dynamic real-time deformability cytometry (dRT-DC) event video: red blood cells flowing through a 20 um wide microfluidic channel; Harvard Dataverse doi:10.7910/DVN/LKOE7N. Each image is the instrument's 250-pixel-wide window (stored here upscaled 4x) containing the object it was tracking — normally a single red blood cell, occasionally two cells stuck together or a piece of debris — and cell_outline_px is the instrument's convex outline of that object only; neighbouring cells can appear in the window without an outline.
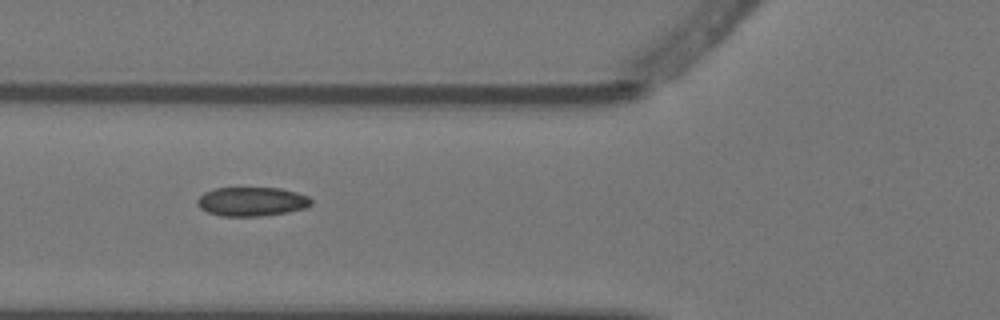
{"species": "Egyptian fruit bat (a non-hibernating species)", "species_latin": "Rousettus aegyptiacus", "temperature_condition": "warm", "stored_images_in_passage": 8, "camera_frame_rate_fps": 3000, "um_per_image_px": 0.085, "animal": {"sex": "female"}, "frame": {"image": 1, "passage_image": 5, "time_ms": 1.333, "image_size_px": [1000, 320], "cell_outline_px": [[312, 204], [304, 208], [288, 212], [260, 216], [220, 216], [208, 212], [200, 208], [196, 204], [196, 200], [204, 192], [216, 188], [280, 188], [296, 192], [308, 196], [312, 200]], "centroid_in_image_um": [21.38, 17.13], "position_along_channel_um": 104.4, "area_um2": 19.31}}
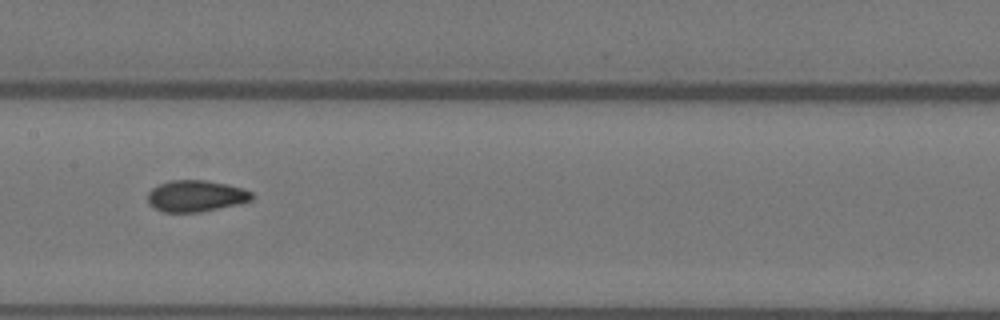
{"frame": {"image": 2, "passage_image": 7, "time_ms": 2.0, "image_size_px": [1000, 320], "cell_outline_px": [[252, 200], [240, 204], [200, 212], [164, 212], [148, 204], [148, 192], [152, 188], [168, 180], [208, 180], [228, 184], [244, 188], [252, 192]], "centroid_in_image_um": [16.67, 16.65], "position_along_channel_um": 190.7, "area_um2": 19.25}}
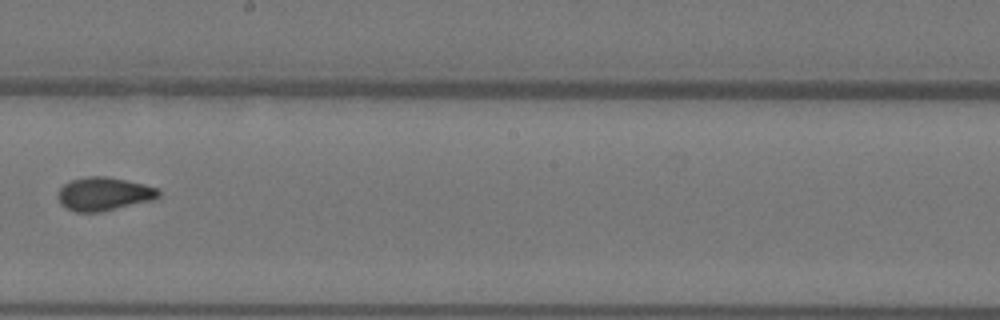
{"frame": {"image": 3, "passage_image": 8, "time_ms": 2.333, "image_size_px": [1000, 320], "cell_outline_px": [[160, 196], [156, 200], [100, 212], [76, 212], [64, 208], [60, 204], [56, 196], [60, 188], [64, 184], [72, 180], [84, 176], [108, 176], [144, 184], [160, 188]], "centroid_in_image_um": [8.84, 16.49], "position_along_channel_um": 239.4, "area_um2": 20.06}}